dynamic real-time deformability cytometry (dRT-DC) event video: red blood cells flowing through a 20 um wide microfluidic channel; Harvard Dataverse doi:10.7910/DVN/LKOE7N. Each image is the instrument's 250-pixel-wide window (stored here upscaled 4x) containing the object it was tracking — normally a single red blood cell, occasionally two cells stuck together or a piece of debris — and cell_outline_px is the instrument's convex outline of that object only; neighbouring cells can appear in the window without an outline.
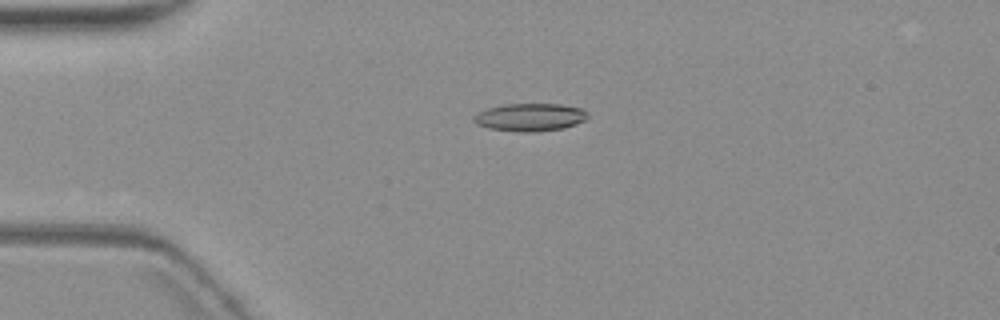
{"species": "common noctule bat (a hibernating species)", "species_latin": "Nyctalus noctula", "temperature_condition": "warm", "stored_images_in_passage": 2, "camera_frame_rate_fps": 3000, "um_per_image_px": 0.085, "animal": {"sex": "female", "body_mass_g": 19.3, "forearm_length_mm": 54.1}, "frame": {"image": 1, "passage_image": 1, "time_ms": 0.0, "image_size_px": [1000, 320], "cell_outline_px": [[588, 116], [584, 120], [576, 124], [564, 128], [536, 132], [520, 132], [488, 128], [476, 124], [472, 120], [472, 116], [488, 108], [504, 104], [560, 104], [584, 108], [588, 112]], "centroid_in_image_um": [45.07, 9.96], "position_along_channel_um": 39.9, "area_um2": 18.61}}